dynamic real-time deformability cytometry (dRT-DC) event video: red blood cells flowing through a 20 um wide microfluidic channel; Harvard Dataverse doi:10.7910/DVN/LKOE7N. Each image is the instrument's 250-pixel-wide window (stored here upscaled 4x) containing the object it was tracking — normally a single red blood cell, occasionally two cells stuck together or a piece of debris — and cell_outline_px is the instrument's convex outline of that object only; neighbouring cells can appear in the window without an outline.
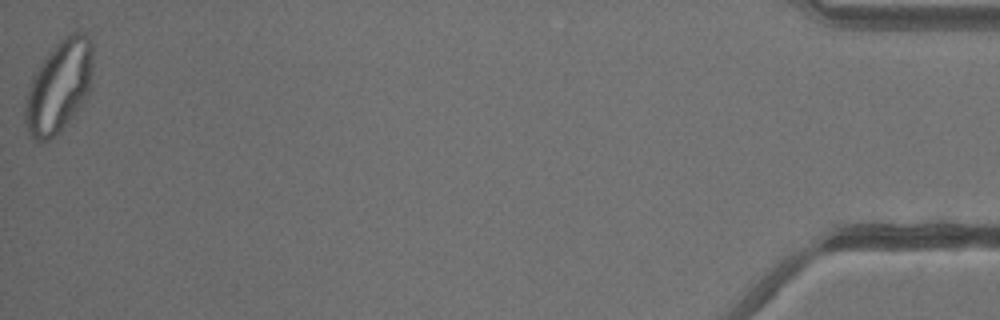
{"species": "common noctule bat (a hibernating species)", "species_latin": "Nyctalus noctula", "temperature_condition": "warm", "stored_images_in_passage": 34, "camera_frame_rate_fps": 3000, "um_per_image_px": 0.085, "animal": {"sex": "male", "body_mass_g": 13.3}, "frame": {"image": 1, "passage_image": 34, "time_ms": 11.0, "image_size_px": [1000, 320], "cell_outline_px": [[92, 88], [80, 104], [64, 124], [48, 140], [32, 140], [28, 136], [24, 120], [24, 104], [28, 88], [40, 64], [48, 52], [60, 40], [72, 32], [80, 32], [88, 36], [92, 44]], "centroid_in_image_um": [4.99, 7.33], "position_along_channel_um": 430.2, "area_um2": 35.84}}